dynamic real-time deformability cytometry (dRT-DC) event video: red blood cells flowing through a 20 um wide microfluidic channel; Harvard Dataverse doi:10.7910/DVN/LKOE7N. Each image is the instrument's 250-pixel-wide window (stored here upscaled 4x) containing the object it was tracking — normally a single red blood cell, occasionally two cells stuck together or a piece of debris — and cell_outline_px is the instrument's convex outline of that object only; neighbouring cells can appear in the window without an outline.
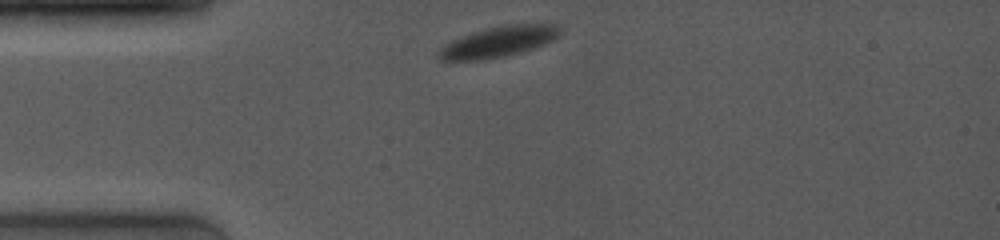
{"species": "common noctule bat (a hibernating species)", "species_latin": "Nyctalus noctula", "temperature_condition": "room temperature", "stored_images_in_passage": 7, "camera_frame_rate_fps": 4000, "um_per_image_px": 0.085, "animal": {"sex": "female", "body_mass_g": 19.0, "forearm_length_mm": 53.3}, "frame": {"image": 1, "passage_image": 1, "time_ms": 0.0, "image_size_px": [1000, 240], "cell_outline_px": [[560, 36], [544, 44], [508, 56], [484, 60], [440, 60], [436, 56], [436, 52], [444, 44], [460, 36], [488, 28], [508, 24], [548, 20], [556, 24], [560, 28]], "centroid_in_image_um": [42.44, 3.51], "position_along_channel_um": 42.6, "area_um2": 22.43}}
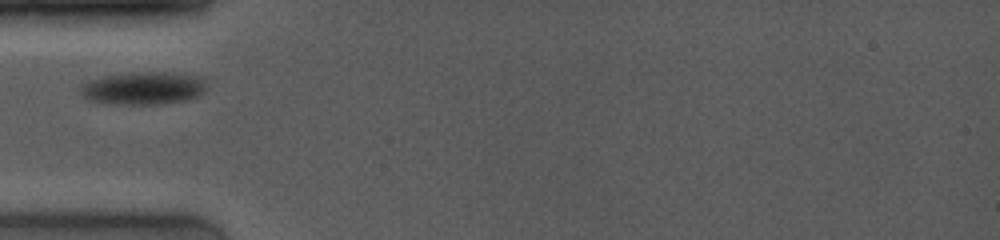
{"frame": {"image": 2, "passage_image": 4, "time_ms": 1.5, "image_size_px": [1000, 240], "cell_outline_px": [[208, 84], [204, 92], [200, 96], [188, 100], [160, 104], [108, 104], [88, 100], [84, 96], [84, 84], [100, 76], [128, 72], [164, 72], [196, 76], [204, 80]], "centroid_in_image_um": [12.25, 7.5], "position_along_channel_um": 72.8, "area_um2": 24.1}}